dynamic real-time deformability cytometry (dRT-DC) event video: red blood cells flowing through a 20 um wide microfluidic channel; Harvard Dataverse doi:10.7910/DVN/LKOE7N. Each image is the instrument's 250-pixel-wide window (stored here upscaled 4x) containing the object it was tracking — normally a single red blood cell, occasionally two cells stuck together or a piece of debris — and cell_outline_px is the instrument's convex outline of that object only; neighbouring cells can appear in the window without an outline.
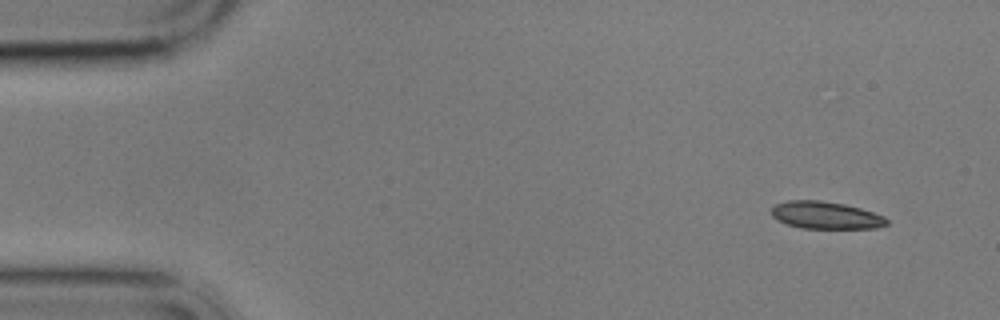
{"species": "common noctule bat (a hibernating species)", "species_latin": "Nyctalus noctula", "temperature_condition": "cold", "stored_images_in_passage": 5, "camera_frame_rate_fps": 3000, "um_per_image_px": 0.085, "animal": {"sex": "male", "body_mass_g": 17.9}, "frame": {"image": 1, "passage_image": 1, "time_ms": 0.0, "image_size_px": [1000, 320], "cell_outline_px": [[888, 224], [876, 228], [800, 228], [788, 224], [772, 216], [772, 208], [776, 204], [788, 200], [820, 200], [844, 204], [860, 208], [884, 216], [888, 220]], "centroid_in_image_um": [70.2, 18.29], "position_along_channel_um": 14.8, "area_um2": 18.21}}
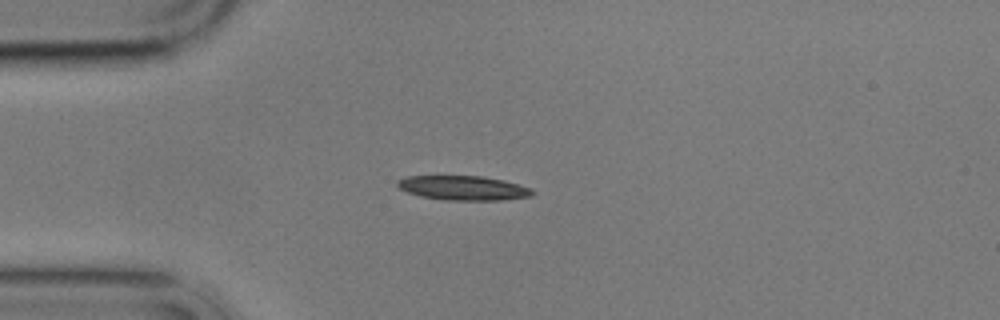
{"frame": {"image": 2, "passage_image": 4, "time_ms": 3.333, "image_size_px": [1000, 320], "cell_outline_px": [[536, 192], [532, 196], [500, 200], [444, 200], [420, 196], [408, 192], [400, 188], [396, 184], [396, 180], [408, 176], [484, 176], [504, 180], [532, 188]], "centroid_in_image_um": [39.41, 15.97], "position_along_channel_um": 45.6, "area_um2": 19.31}}
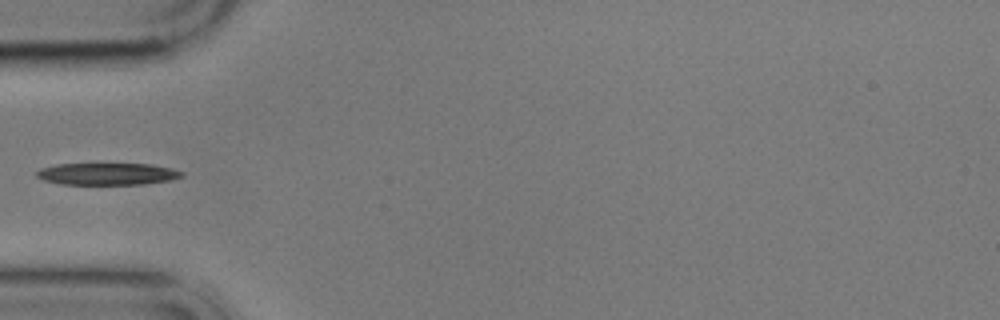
{"frame": {"image": 3, "passage_image": 5, "time_ms": 4.667, "image_size_px": [1000, 320], "cell_outline_px": [[184, 176], [168, 180], [144, 184], [60, 184], [44, 180], [36, 176], [36, 172], [40, 168], [56, 164], [148, 164], [168, 168], [184, 172]], "centroid_in_image_um": [9.08, 14.78], "position_along_channel_um": 75.9, "area_um2": 18.38}}